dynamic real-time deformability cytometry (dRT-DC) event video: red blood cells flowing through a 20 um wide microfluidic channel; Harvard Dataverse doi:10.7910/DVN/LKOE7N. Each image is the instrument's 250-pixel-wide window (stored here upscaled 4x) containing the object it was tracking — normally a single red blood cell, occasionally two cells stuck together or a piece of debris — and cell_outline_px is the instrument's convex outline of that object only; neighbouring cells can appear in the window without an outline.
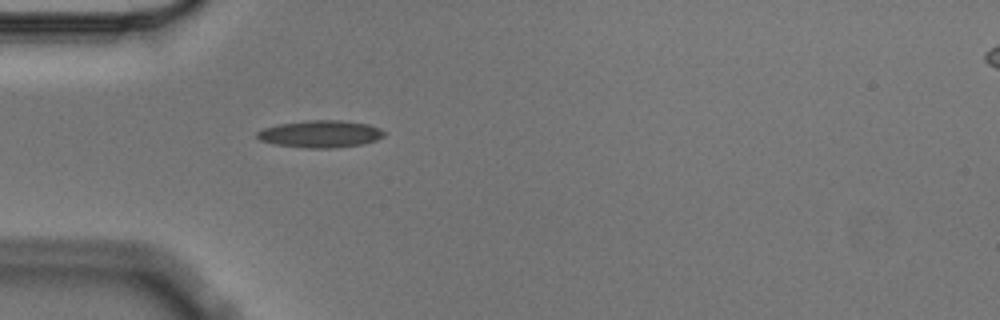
{"species": "Egyptian fruit bat (a non-hibernating species)", "species_latin": "Rousettus aegyptiacus", "temperature_condition": "cold", "stored_images_in_passage": 2, "camera_frame_rate_fps": 3000, "um_per_image_px": 0.085, "animal": {"sex": "male"}, "frame": {"image": 1, "passage_image": 2, "time_ms": 0.333, "image_size_px": [1000, 320], "cell_outline_px": [[388, 132], [384, 136], [376, 140], [364, 144], [336, 148], [308, 148], [276, 144], [260, 140], [256, 136], [256, 132], [264, 128], [280, 124], [308, 120], [340, 120], [368, 124], [380, 128]], "centroid_in_image_um": [27.29, 11.39], "position_along_channel_um": 57.7, "area_um2": 20.17}}